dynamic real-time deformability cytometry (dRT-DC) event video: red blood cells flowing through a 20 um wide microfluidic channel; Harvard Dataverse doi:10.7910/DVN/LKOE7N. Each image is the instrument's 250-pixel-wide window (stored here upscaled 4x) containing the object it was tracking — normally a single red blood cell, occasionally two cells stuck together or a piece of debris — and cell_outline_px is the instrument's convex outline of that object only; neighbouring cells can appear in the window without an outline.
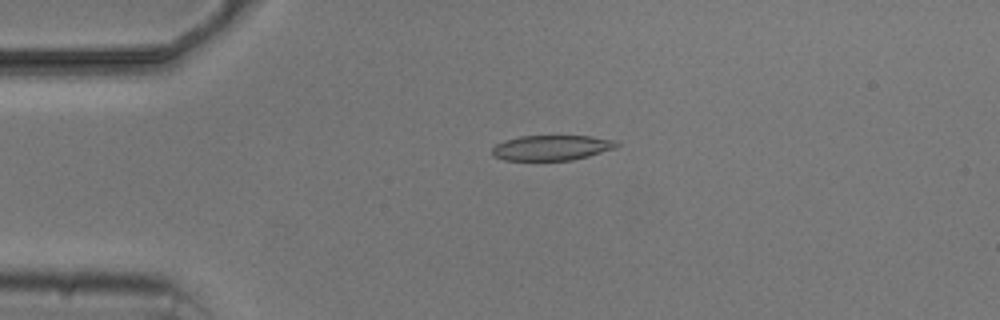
{"species": "common noctule bat (a hibernating species)", "species_latin": "Nyctalus noctula", "temperature_condition": "cold", "stored_images_in_passage": 4, "camera_frame_rate_fps": 3000, "um_per_image_px": 0.085, "animal": {"sex": "male", "body_mass_g": 20.5, "forearm_length_mm": 52.5}, "frame": {"image": 1, "passage_image": 3, "time_ms": 2.333, "image_size_px": [1000, 320], "cell_outline_px": [[620, 144], [616, 148], [588, 156], [572, 160], [504, 160], [492, 156], [492, 148], [496, 144], [504, 140], [520, 136], [592, 136], [616, 140]], "centroid_in_image_um": [46.89, 12.55], "position_along_channel_um": 38.1, "area_um2": 18.38}}